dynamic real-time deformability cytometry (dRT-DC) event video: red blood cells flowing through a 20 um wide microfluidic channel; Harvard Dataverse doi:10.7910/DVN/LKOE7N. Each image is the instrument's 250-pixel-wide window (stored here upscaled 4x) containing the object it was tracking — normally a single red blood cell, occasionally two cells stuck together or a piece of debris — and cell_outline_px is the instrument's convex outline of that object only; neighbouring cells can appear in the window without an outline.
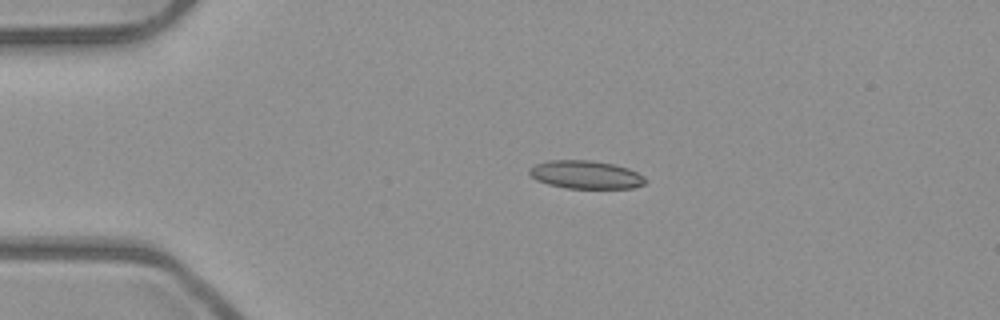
{"species": "common noctule bat (a hibernating species)", "species_latin": "Nyctalus noctula", "temperature_condition": "room temperature", "stored_images_in_passage": 4, "camera_frame_rate_fps": 3000, "um_per_image_px": 0.085, "animal": {"sex": "male", "body_mass_g": 23.1, "forearm_length_mm": 52.7}, "frame": {"image": 1, "passage_image": 3, "time_ms": 0.667, "image_size_px": [1000, 320], "cell_outline_px": [[648, 180], [644, 184], [632, 188], [564, 188], [548, 184], [536, 180], [528, 172], [528, 168], [536, 164], [548, 160], [588, 160], [616, 164], [628, 168], [644, 176]], "centroid_in_image_um": [49.79, 14.84], "position_along_channel_um": 35.2, "area_um2": 19.13}}